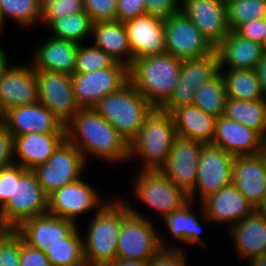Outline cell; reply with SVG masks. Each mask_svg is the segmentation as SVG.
Instances as JSON below:
<instances>
[{
	"instance_id": "1f68e13d",
	"label": "cell",
	"mask_w": 266,
	"mask_h": 266,
	"mask_svg": "<svg viewBox=\"0 0 266 266\" xmlns=\"http://www.w3.org/2000/svg\"><path fill=\"white\" fill-rule=\"evenodd\" d=\"M193 201L189 200L179 210L173 211L171 214L163 218L164 222L169 229V232L178 241L187 244L199 243L201 247L207 246L200 237L202 232V225L200 224L198 217L191 209ZM195 214V215H194Z\"/></svg>"
},
{
	"instance_id": "b9f144b4",
	"label": "cell",
	"mask_w": 266,
	"mask_h": 266,
	"mask_svg": "<svg viewBox=\"0 0 266 266\" xmlns=\"http://www.w3.org/2000/svg\"><path fill=\"white\" fill-rule=\"evenodd\" d=\"M84 11V0H57L42 10V18H60Z\"/></svg>"
},
{
	"instance_id": "5b68a950",
	"label": "cell",
	"mask_w": 266,
	"mask_h": 266,
	"mask_svg": "<svg viewBox=\"0 0 266 266\" xmlns=\"http://www.w3.org/2000/svg\"><path fill=\"white\" fill-rule=\"evenodd\" d=\"M93 109L104 117L129 144L154 107L128 81L118 91L96 103Z\"/></svg>"
},
{
	"instance_id": "7c38bea8",
	"label": "cell",
	"mask_w": 266,
	"mask_h": 266,
	"mask_svg": "<svg viewBox=\"0 0 266 266\" xmlns=\"http://www.w3.org/2000/svg\"><path fill=\"white\" fill-rule=\"evenodd\" d=\"M233 160L234 156L222 148L211 143L202 144L197 180L194 189L188 194L189 200L195 201L198 190L201 201L206 196L232 184Z\"/></svg>"
},
{
	"instance_id": "277c9868",
	"label": "cell",
	"mask_w": 266,
	"mask_h": 266,
	"mask_svg": "<svg viewBox=\"0 0 266 266\" xmlns=\"http://www.w3.org/2000/svg\"><path fill=\"white\" fill-rule=\"evenodd\" d=\"M177 137L172 115L154 108L145 118L137 136L129 143L128 160L139 156L140 170H160L166 163Z\"/></svg>"
},
{
	"instance_id": "7bdbcfd3",
	"label": "cell",
	"mask_w": 266,
	"mask_h": 266,
	"mask_svg": "<svg viewBox=\"0 0 266 266\" xmlns=\"http://www.w3.org/2000/svg\"><path fill=\"white\" fill-rule=\"evenodd\" d=\"M162 247L150 261L149 266H186V254L181 247Z\"/></svg>"
},
{
	"instance_id": "f1b7e54d",
	"label": "cell",
	"mask_w": 266,
	"mask_h": 266,
	"mask_svg": "<svg viewBox=\"0 0 266 266\" xmlns=\"http://www.w3.org/2000/svg\"><path fill=\"white\" fill-rule=\"evenodd\" d=\"M91 36L96 48L103 50L117 62L129 67L134 61L124 23L115 21L94 22Z\"/></svg>"
},
{
	"instance_id": "816d5d0a",
	"label": "cell",
	"mask_w": 266,
	"mask_h": 266,
	"mask_svg": "<svg viewBox=\"0 0 266 266\" xmlns=\"http://www.w3.org/2000/svg\"><path fill=\"white\" fill-rule=\"evenodd\" d=\"M150 262L140 260H126L117 258L103 266H149Z\"/></svg>"
},
{
	"instance_id": "484cf974",
	"label": "cell",
	"mask_w": 266,
	"mask_h": 266,
	"mask_svg": "<svg viewBox=\"0 0 266 266\" xmlns=\"http://www.w3.org/2000/svg\"><path fill=\"white\" fill-rule=\"evenodd\" d=\"M229 233L240 259L248 261L266 252V213L255 210L237 224Z\"/></svg>"
},
{
	"instance_id": "ac0fdd59",
	"label": "cell",
	"mask_w": 266,
	"mask_h": 266,
	"mask_svg": "<svg viewBox=\"0 0 266 266\" xmlns=\"http://www.w3.org/2000/svg\"><path fill=\"white\" fill-rule=\"evenodd\" d=\"M39 102L38 81L31 65L9 66L0 79V114Z\"/></svg>"
},
{
	"instance_id": "d6a6232c",
	"label": "cell",
	"mask_w": 266,
	"mask_h": 266,
	"mask_svg": "<svg viewBox=\"0 0 266 266\" xmlns=\"http://www.w3.org/2000/svg\"><path fill=\"white\" fill-rule=\"evenodd\" d=\"M224 116L254 129L266 140V98L253 101L227 98Z\"/></svg>"
},
{
	"instance_id": "52a82bcc",
	"label": "cell",
	"mask_w": 266,
	"mask_h": 266,
	"mask_svg": "<svg viewBox=\"0 0 266 266\" xmlns=\"http://www.w3.org/2000/svg\"><path fill=\"white\" fill-rule=\"evenodd\" d=\"M127 205L130 213L122 222L117 241V258L150 262L162 247L168 245L157 234V228L150 220L129 203Z\"/></svg>"
},
{
	"instance_id": "7dc6e473",
	"label": "cell",
	"mask_w": 266,
	"mask_h": 266,
	"mask_svg": "<svg viewBox=\"0 0 266 266\" xmlns=\"http://www.w3.org/2000/svg\"><path fill=\"white\" fill-rule=\"evenodd\" d=\"M236 32L246 39L263 44L266 40V18L244 23Z\"/></svg>"
},
{
	"instance_id": "60d3db41",
	"label": "cell",
	"mask_w": 266,
	"mask_h": 266,
	"mask_svg": "<svg viewBox=\"0 0 266 266\" xmlns=\"http://www.w3.org/2000/svg\"><path fill=\"white\" fill-rule=\"evenodd\" d=\"M20 235L13 230L0 244V266H19Z\"/></svg>"
},
{
	"instance_id": "83f0119b",
	"label": "cell",
	"mask_w": 266,
	"mask_h": 266,
	"mask_svg": "<svg viewBox=\"0 0 266 266\" xmlns=\"http://www.w3.org/2000/svg\"><path fill=\"white\" fill-rule=\"evenodd\" d=\"M33 52L35 70H50L75 74V60L79 44L50 36Z\"/></svg>"
},
{
	"instance_id": "94428289",
	"label": "cell",
	"mask_w": 266,
	"mask_h": 266,
	"mask_svg": "<svg viewBox=\"0 0 266 266\" xmlns=\"http://www.w3.org/2000/svg\"><path fill=\"white\" fill-rule=\"evenodd\" d=\"M218 1H221L227 4L229 1H232V0H218Z\"/></svg>"
},
{
	"instance_id": "3957f363",
	"label": "cell",
	"mask_w": 266,
	"mask_h": 266,
	"mask_svg": "<svg viewBox=\"0 0 266 266\" xmlns=\"http://www.w3.org/2000/svg\"><path fill=\"white\" fill-rule=\"evenodd\" d=\"M130 213L128 205L111 200L99 212L93 213L85 239L84 258L87 266H103L117 259V241L124 218Z\"/></svg>"
},
{
	"instance_id": "2e32d148",
	"label": "cell",
	"mask_w": 266,
	"mask_h": 266,
	"mask_svg": "<svg viewBox=\"0 0 266 266\" xmlns=\"http://www.w3.org/2000/svg\"><path fill=\"white\" fill-rule=\"evenodd\" d=\"M201 142L176 137L169 157L160 171L186 194H189L197 180Z\"/></svg>"
},
{
	"instance_id": "9f6ffc18",
	"label": "cell",
	"mask_w": 266,
	"mask_h": 266,
	"mask_svg": "<svg viewBox=\"0 0 266 266\" xmlns=\"http://www.w3.org/2000/svg\"><path fill=\"white\" fill-rule=\"evenodd\" d=\"M57 0H38L40 8L43 10L45 7L50 5L51 3L55 2Z\"/></svg>"
},
{
	"instance_id": "9a60e30c",
	"label": "cell",
	"mask_w": 266,
	"mask_h": 266,
	"mask_svg": "<svg viewBox=\"0 0 266 266\" xmlns=\"http://www.w3.org/2000/svg\"><path fill=\"white\" fill-rule=\"evenodd\" d=\"M166 52L180 60L209 55L215 47L182 11L165 19Z\"/></svg>"
},
{
	"instance_id": "f546056e",
	"label": "cell",
	"mask_w": 266,
	"mask_h": 266,
	"mask_svg": "<svg viewBox=\"0 0 266 266\" xmlns=\"http://www.w3.org/2000/svg\"><path fill=\"white\" fill-rule=\"evenodd\" d=\"M171 115L178 137L203 144L212 143L215 135V117L193 104L176 108Z\"/></svg>"
},
{
	"instance_id": "8d00e7d4",
	"label": "cell",
	"mask_w": 266,
	"mask_h": 266,
	"mask_svg": "<svg viewBox=\"0 0 266 266\" xmlns=\"http://www.w3.org/2000/svg\"><path fill=\"white\" fill-rule=\"evenodd\" d=\"M0 14L3 21L9 17L23 28L42 20L38 0H0Z\"/></svg>"
},
{
	"instance_id": "ffe728a7",
	"label": "cell",
	"mask_w": 266,
	"mask_h": 266,
	"mask_svg": "<svg viewBox=\"0 0 266 266\" xmlns=\"http://www.w3.org/2000/svg\"><path fill=\"white\" fill-rule=\"evenodd\" d=\"M232 184L258 209L266 191V150L255 155L235 156Z\"/></svg>"
},
{
	"instance_id": "91938a15",
	"label": "cell",
	"mask_w": 266,
	"mask_h": 266,
	"mask_svg": "<svg viewBox=\"0 0 266 266\" xmlns=\"http://www.w3.org/2000/svg\"><path fill=\"white\" fill-rule=\"evenodd\" d=\"M263 47V53L266 55V40L265 42L262 44Z\"/></svg>"
},
{
	"instance_id": "7a4b0ae2",
	"label": "cell",
	"mask_w": 266,
	"mask_h": 266,
	"mask_svg": "<svg viewBox=\"0 0 266 266\" xmlns=\"http://www.w3.org/2000/svg\"><path fill=\"white\" fill-rule=\"evenodd\" d=\"M181 63L167 52L135 59L128 67L129 82L154 108H160L174 91Z\"/></svg>"
},
{
	"instance_id": "4dcf8cb0",
	"label": "cell",
	"mask_w": 266,
	"mask_h": 266,
	"mask_svg": "<svg viewBox=\"0 0 266 266\" xmlns=\"http://www.w3.org/2000/svg\"><path fill=\"white\" fill-rule=\"evenodd\" d=\"M226 69L227 72L220 69L219 73L224 81L227 98L248 101L265 98L255 69Z\"/></svg>"
},
{
	"instance_id": "f35d334b",
	"label": "cell",
	"mask_w": 266,
	"mask_h": 266,
	"mask_svg": "<svg viewBox=\"0 0 266 266\" xmlns=\"http://www.w3.org/2000/svg\"><path fill=\"white\" fill-rule=\"evenodd\" d=\"M116 62L110 55L93 45L79 44L75 60V73L96 72L110 68Z\"/></svg>"
},
{
	"instance_id": "11a10c76",
	"label": "cell",
	"mask_w": 266,
	"mask_h": 266,
	"mask_svg": "<svg viewBox=\"0 0 266 266\" xmlns=\"http://www.w3.org/2000/svg\"><path fill=\"white\" fill-rule=\"evenodd\" d=\"M13 231V229L0 223V244Z\"/></svg>"
},
{
	"instance_id": "9c48e42d",
	"label": "cell",
	"mask_w": 266,
	"mask_h": 266,
	"mask_svg": "<svg viewBox=\"0 0 266 266\" xmlns=\"http://www.w3.org/2000/svg\"><path fill=\"white\" fill-rule=\"evenodd\" d=\"M219 71L216 50L209 55L182 60L174 91L160 109L171 114L176 108L192 105L199 87L216 77Z\"/></svg>"
},
{
	"instance_id": "ab89813d",
	"label": "cell",
	"mask_w": 266,
	"mask_h": 266,
	"mask_svg": "<svg viewBox=\"0 0 266 266\" xmlns=\"http://www.w3.org/2000/svg\"><path fill=\"white\" fill-rule=\"evenodd\" d=\"M118 0H84V9L94 22L117 20Z\"/></svg>"
},
{
	"instance_id": "8fae6325",
	"label": "cell",
	"mask_w": 266,
	"mask_h": 266,
	"mask_svg": "<svg viewBox=\"0 0 266 266\" xmlns=\"http://www.w3.org/2000/svg\"><path fill=\"white\" fill-rule=\"evenodd\" d=\"M39 102L66 126L81 109L76 102L72 76L50 70H35Z\"/></svg>"
},
{
	"instance_id": "c3c4849f",
	"label": "cell",
	"mask_w": 266,
	"mask_h": 266,
	"mask_svg": "<svg viewBox=\"0 0 266 266\" xmlns=\"http://www.w3.org/2000/svg\"><path fill=\"white\" fill-rule=\"evenodd\" d=\"M13 158V137L0 120V169L12 165Z\"/></svg>"
},
{
	"instance_id": "681fc988",
	"label": "cell",
	"mask_w": 266,
	"mask_h": 266,
	"mask_svg": "<svg viewBox=\"0 0 266 266\" xmlns=\"http://www.w3.org/2000/svg\"><path fill=\"white\" fill-rule=\"evenodd\" d=\"M14 190V163L0 169V208L12 197Z\"/></svg>"
},
{
	"instance_id": "5bb4252c",
	"label": "cell",
	"mask_w": 266,
	"mask_h": 266,
	"mask_svg": "<svg viewBox=\"0 0 266 266\" xmlns=\"http://www.w3.org/2000/svg\"><path fill=\"white\" fill-rule=\"evenodd\" d=\"M108 202L83 179L67 184L48 195L47 212L77 223L81 214L99 212Z\"/></svg>"
},
{
	"instance_id": "db71d44e",
	"label": "cell",
	"mask_w": 266,
	"mask_h": 266,
	"mask_svg": "<svg viewBox=\"0 0 266 266\" xmlns=\"http://www.w3.org/2000/svg\"><path fill=\"white\" fill-rule=\"evenodd\" d=\"M250 266H266V252L249 260Z\"/></svg>"
},
{
	"instance_id": "d4e9b609",
	"label": "cell",
	"mask_w": 266,
	"mask_h": 266,
	"mask_svg": "<svg viewBox=\"0 0 266 266\" xmlns=\"http://www.w3.org/2000/svg\"><path fill=\"white\" fill-rule=\"evenodd\" d=\"M65 138L66 132H39L13 137V157L20 159L17 160L19 162L14 160V164L26 170H34L53 155Z\"/></svg>"
},
{
	"instance_id": "e575fe53",
	"label": "cell",
	"mask_w": 266,
	"mask_h": 266,
	"mask_svg": "<svg viewBox=\"0 0 266 266\" xmlns=\"http://www.w3.org/2000/svg\"><path fill=\"white\" fill-rule=\"evenodd\" d=\"M45 254L52 266H86L80 229L77 227L62 243L48 247Z\"/></svg>"
},
{
	"instance_id": "4fadbf2b",
	"label": "cell",
	"mask_w": 266,
	"mask_h": 266,
	"mask_svg": "<svg viewBox=\"0 0 266 266\" xmlns=\"http://www.w3.org/2000/svg\"><path fill=\"white\" fill-rule=\"evenodd\" d=\"M128 81V67L120 62L96 72L72 75L73 92L80 108H93L98 101L118 91Z\"/></svg>"
},
{
	"instance_id": "836d02e7",
	"label": "cell",
	"mask_w": 266,
	"mask_h": 266,
	"mask_svg": "<svg viewBox=\"0 0 266 266\" xmlns=\"http://www.w3.org/2000/svg\"><path fill=\"white\" fill-rule=\"evenodd\" d=\"M41 22L50 27L53 33L51 36L77 44H83L81 41L91 36L93 24L85 11L60 18H42Z\"/></svg>"
},
{
	"instance_id": "d590c367",
	"label": "cell",
	"mask_w": 266,
	"mask_h": 266,
	"mask_svg": "<svg viewBox=\"0 0 266 266\" xmlns=\"http://www.w3.org/2000/svg\"><path fill=\"white\" fill-rule=\"evenodd\" d=\"M227 94L224 81L219 73L209 82L203 84L195 93L193 105L215 118L224 115Z\"/></svg>"
},
{
	"instance_id": "f5cc1de1",
	"label": "cell",
	"mask_w": 266,
	"mask_h": 266,
	"mask_svg": "<svg viewBox=\"0 0 266 266\" xmlns=\"http://www.w3.org/2000/svg\"><path fill=\"white\" fill-rule=\"evenodd\" d=\"M8 55L6 50L0 47V79L4 75L5 71L9 68L10 62L8 61Z\"/></svg>"
},
{
	"instance_id": "30bf717a",
	"label": "cell",
	"mask_w": 266,
	"mask_h": 266,
	"mask_svg": "<svg viewBox=\"0 0 266 266\" xmlns=\"http://www.w3.org/2000/svg\"><path fill=\"white\" fill-rule=\"evenodd\" d=\"M85 165L83 154L65 138L53 155L33 171L44 192L50 195L56 189L78 181L86 170Z\"/></svg>"
},
{
	"instance_id": "44dd1931",
	"label": "cell",
	"mask_w": 266,
	"mask_h": 266,
	"mask_svg": "<svg viewBox=\"0 0 266 266\" xmlns=\"http://www.w3.org/2000/svg\"><path fill=\"white\" fill-rule=\"evenodd\" d=\"M203 218L209 222L229 223V227L237 224L256 209L236 189L233 184L223 187L218 192L201 200Z\"/></svg>"
},
{
	"instance_id": "ee69618b",
	"label": "cell",
	"mask_w": 266,
	"mask_h": 266,
	"mask_svg": "<svg viewBox=\"0 0 266 266\" xmlns=\"http://www.w3.org/2000/svg\"><path fill=\"white\" fill-rule=\"evenodd\" d=\"M181 0H145L146 14L167 19L181 11Z\"/></svg>"
},
{
	"instance_id": "e0dca14e",
	"label": "cell",
	"mask_w": 266,
	"mask_h": 266,
	"mask_svg": "<svg viewBox=\"0 0 266 266\" xmlns=\"http://www.w3.org/2000/svg\"><path fill=\"white\" fill-rule=\"evenodd\" d=\"M181 11L216 48L230 32L226 3L218 0H181Z\"/></svg>"
},
{
	"instance_id": "f907efd6",
	"label": "cell",
	"mask_w": 266,
	"mask_h": 266,
	"mask_svg": "<svg viewBox=\"0 0 266 266\" xmlns=\"http://www.w3.org/2000/svg\"><path fill=\"white\" fill-rule=\"evenodd\" d=\"M255 71L257 73L258 80L261 84L262 92L266 98V55L262 56V59L258 62Z\"/></svg>"
},
{
	"instance_id": "ba28073f",
	"label": "cell",
	"mask_w": 266,
	"mask_h": 266,
	"mask_svg": "<svg viewBox=\"0 0 266 266\" xmlns=\"http://www.w3.org/2000/svg\"><path fill=\"white\" fill-rule=\"evenodd\" d=\"M133 184L135 197L153 208L161 218L179 210L189 201L188 194L160 170H140Z\"/></svg>"
},
{
	"instance_id": "d6986e66",
	"label": "cell",
	"mask_w": 266,
	"mask_h": 266,
	"mask_svg": "<svg viewBox=\"0 0 266 266\" xmlns=\"http://www.w3.org/2000/svg\"><path fill=\"white\" fill-rule=\"evenodd\" d=\"M211 144L234 157L255 155L266 150V140L257 131L224 115L216 118Z\"/></svg>"
},
{
	"instance_id": "680465c9",
	"label": "cell",
	"mask_w": 266,
	"mask_h": 266,
	"mask_svg": "<svg viewBox=\"0 0 266 266\" xmlns=\"http://www.w3.org/2000/svg\"><path fill=\"white\" fill-rule=\"evenodd\" d=\"M4 23H5V21H3L1 14H0V34L2 33V30L5 27Z\"/></svg>"
},
{
	"instance_id": "8992f818",
	"label": "cell",
	"mask_w": 266,
	"mask_h": 266,
	"mask_svg": "<svg viewBox=\"0 0 266 266\" xmlns=\"http://www.w3.org/2000/svg\"><path fill=\"white\" fill-rule=\"evenodd\" d=\"M48 195L33 170L14 164L12 197L0 208V223L15 230L24 221L47 213Z\"/></svg>"
},
{
	"instance_id": "bcb514c9",
	"label": "cell",
	"mask_w": 266,
	"mask_h": 266,
	"mask_svg": "<svg viewBox=\"0 0 266 266\" xmlns=\"http://www.w3.org/2000/svg\"><path fill=\"white\" fill-rule=\"evenodd\" d=\"M144 14H146L145 0H118V21L124 23Z\"/></svg>"
},
{
	"instance_id": "603a6c76",
	"label": "cell",
	"mask_w": 266,
	"mask_h": 266,
	"mask_svg": "<svg viewBox=\"0 0 266 266\" xmlns=\"http://www.w3.org/2000/svg\"><path fill=\"white\" fill-rule=\"evenodd\" d=\"M77 227L75 222L47 212L24 221L15 231L27 245L46 252L51 245L62 243Z\"/></svg>"
},
{
	"instance_id": "6f0895ef",
	"label": "cell",
	"mask_w": 266,
	"mask_h": 266,
	"mask_svg": "<svg viewBox=\"0 0 266 266\" xmlns=\"http://www.w3.org/2000/svg\"><path fill=\"white\" fill-rule=\"evenodd\" d=\"M257 210L266 213V191H265V196H264V198H263L262 205H261Z\"/></svg>"
},
{
	"instance_id": "f6af8a7d",
	"label": "cell",
	"mask_w": 266,
	"mask_h": 266,
	"mask_svg": "<svg viewBox=\"0 0 266 266\" xmlns=\"http://www.w3.org/2000/svg\"><path fill=\"white\" fill-rule=\"evenodd\" d=\"M19 266H52L45 252L27 245L20 236Z\"/></svg>"
},
{
	"instance_id": "4316f807",
	"label": "cell",
	"mask_w": 266,
	"mask_h": 266,
	"mask_svg": "<svg viewBox=\"0 0 266 266\" xmlns=\"http://www.w3.org/2000/svg\"><path fill=\"white\" fill-rule=\"evenodd\" d=\"M220 69H255L262 59V44L240 36L236 31H230L223 41L215 48Z\"/></svg>"
},
{
	"instance_id": "7402d4cb",
	"label": "cell",
	"mask_w": 266,
	"mask_h": 266,
	"mask_svg": "<svg viewBox=\"0 0 266 266\" xmlns=\"http://www.w3.org/2000/svg\"><path fill=\"white\" fill-rule=\"evenodd\" d=\"M164 21L144 14L124 22L134 60L166 52Z\"/></svg>"
},
{
	"instance_id": "74e56055",
	"label": "cell",
	"mask_w": 266,
	"mask_h": 266,
	"mask_svg": "<svg viewBox=\"0 0 266 266\" xmlns=\"http://www.w3.org/2000/svg\"><path fill=\"white\" fill-rule=\"evenodd\" d=\"M226 6L230 31L251 20L266 18V0H232Z\"/></svg>"
},
{
	"instance_id": "cb8c5ba5",
	"label": "cell",
	"mask_w": 266,
	"mask_h": 266,
	"mask_svg": "<svg viewBox=\"0 0 266 266\" xmlns=\"http://www.w3.org/2000/svg\"><path fill=\"white\" fill-rule=\"evenodd\" d=\"M1 120L12 137L39 132H66V127L40 102L8 109Z\"/></svg>"
},
{
	"instance_id": "6da1fadb",
	"label": "cell",
	"mask_w": 266,
	"mask_h": 266,
	"mask_svg": "<svg viewBox=\"0 0 266 266\" xmlns=\"http://www.w3.org/2000/svg\"><path fill=\"white\" fill-rule=\"evenodd\" d=\"M66 138L83 154L106 162L128 161L129 144L119 132L93 108H81L65 126Z\"/></svg>"
}]
</instances>
